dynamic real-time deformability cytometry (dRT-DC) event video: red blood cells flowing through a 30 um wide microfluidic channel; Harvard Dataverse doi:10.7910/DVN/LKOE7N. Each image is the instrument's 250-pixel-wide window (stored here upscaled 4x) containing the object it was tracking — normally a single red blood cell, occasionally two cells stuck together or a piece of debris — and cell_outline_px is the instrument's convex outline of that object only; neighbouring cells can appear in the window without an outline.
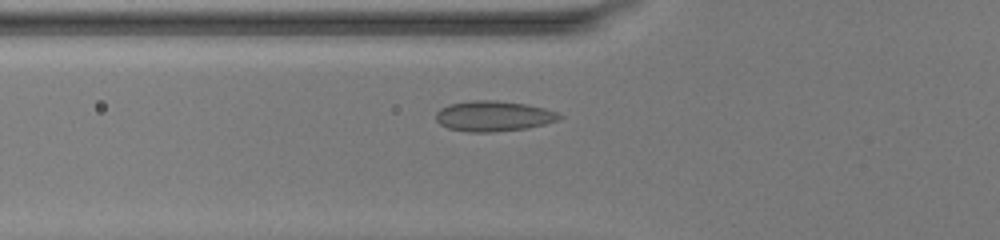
{"species": "common noctule bat (a hibernating species)", "species_latin": "Nyctalus noctula", "temperature_condition": "warm", "stored_images_in_passage": 44, "camera_frame_rate_fps": 3000, "um_per_image_px": 0.085, "animal": {"sex": "female", "body_mass_g": 20.0, "forearm_length_mm": 54.0}, "frame": {"image": 1, "passage_image": 12, "time_ms": 3.667, "image_size_px": [1000, 240], "cell_outline_px": [[564, 116], [556, 120], [544, 124], [528, 128], [492, 132], [468, 132], [448, 128], [440, 124], [436, 120], [436, 112], [440, 108], [448, 104], [472, 100], [496, 100], [524, 104], [544, 108], [556, 112]], "centroid_in_image_um": [41.91, 9.87], "position_along_channel_um": 83.9, "area_um2": 21.85}}
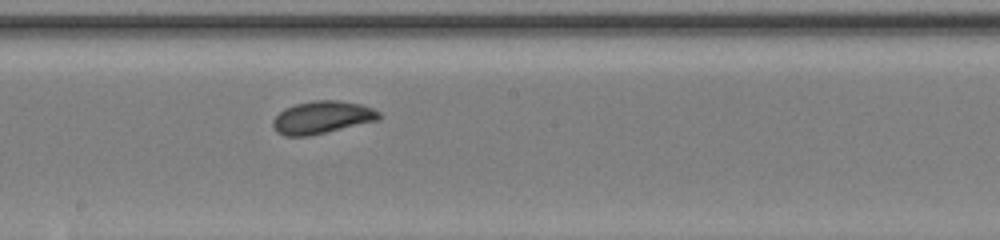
{"frame": {"image": 2, "passage_image": 22, "time_ms": 7.0, "image_size_px": [1000, 240], "cell_outline_px": [[380, 120], [308, 136], [284, 136], [276, 132], [272, 128], [272, 120], [284, 108], [296, 104], [316, 100], [336, 100], [360, 104], [372, 108], [380, 112]], "centroid_in_image_um": [27.35, 9.98], "position_along_channel_um": 220.8, "area_um2": 20.17}}
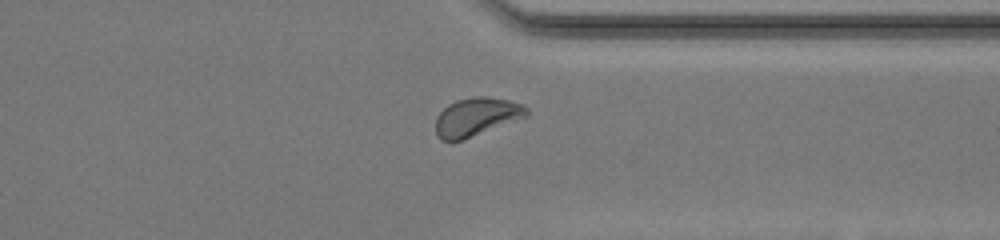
{"frame": {"image": 3, "passage_image": 33, "time_ms": 10.667, "image_size_px": [1000, 240], "cell_outline_px": [[528, 116], [464, 140], [452, 144], [440, 140], [436, 136], [436, 116], [448, 104], [456, 100], [476, 96], [488, 96], [508, 100], [524, 104], [528, 108]], "centroid_in_image_um": [40.48, 9.96], "position_along_channel_um": 370.9, "area_um2": 20.87}}